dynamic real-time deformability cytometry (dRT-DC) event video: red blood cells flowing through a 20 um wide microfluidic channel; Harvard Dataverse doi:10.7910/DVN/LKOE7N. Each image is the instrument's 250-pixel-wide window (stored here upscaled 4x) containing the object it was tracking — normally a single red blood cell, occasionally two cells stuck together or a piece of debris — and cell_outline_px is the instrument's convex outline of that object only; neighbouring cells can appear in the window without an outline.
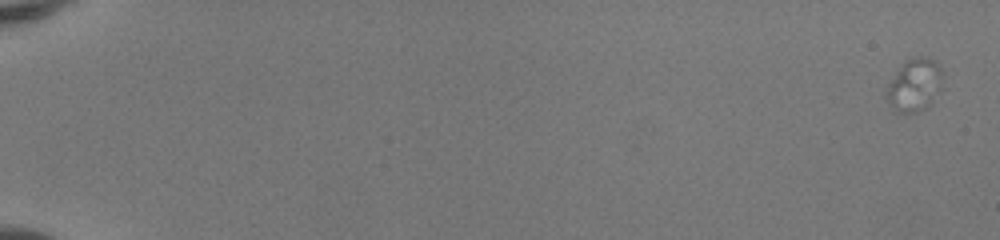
{"species": "human", "species_latin": "Homo sapiens", "temperature_condition": "room temperature", "stored_images_in_passage": 17, "camera_frame_rate_fps": 3000, "um_per_image_px": 0.085, "donor": {"sex": "female"}, "frame": {"image": 1, "passage_image": 3, "time_ms": 0.667, "image_size_px": [1000, 240], "cell_outline_px": [[944, 76], [940, 92], [928, 108], [916, 112], [892, 112], [884, 96], [888, 84], [900, 64], [904, 60], [916, 56], [924, 56], [940, 64]], "centroid_in_image_um": [77.73, 7.23], "position_along_channel_um": 7.3, "area_um2": 18.03}}